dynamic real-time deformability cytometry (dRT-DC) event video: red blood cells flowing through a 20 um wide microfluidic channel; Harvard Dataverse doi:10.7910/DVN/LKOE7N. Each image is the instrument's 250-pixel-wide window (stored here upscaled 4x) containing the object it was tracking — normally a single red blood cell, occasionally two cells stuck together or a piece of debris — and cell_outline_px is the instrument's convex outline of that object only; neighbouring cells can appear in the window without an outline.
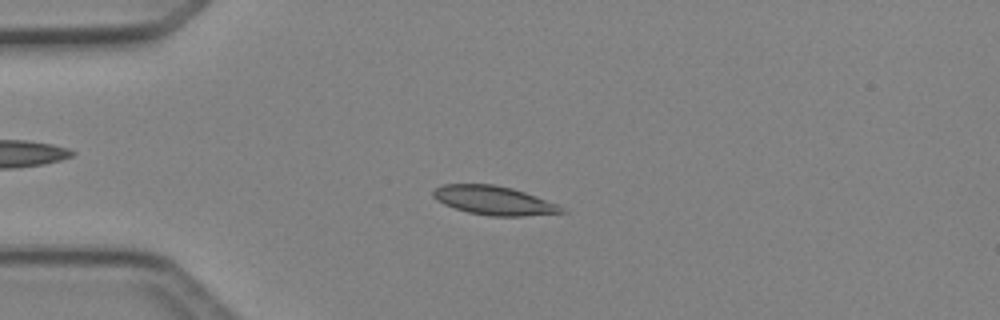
{"species": "Egyptian fruit bat (a non-hibernating species)", "species_latin": "Rousettus aegyptiacus", "temperature_condition": "cold", "stored_images_in_passage": 48, "camera_frame_rate_fps": 3000, "um_per_image_px": 0.085, "animal": {"sex": "female"}, "frame": {"image": 1, "passage_image": 12, "time_ms": 3.667, "image_size_px": [1000, 320], "cell_outline_px": [[568, 212], [524, 216], [492, 216], [468, 212], [444, 204], [432, 196], [432, 192], [440, 184], [492, 184], [512, 188], [536, 196], [556, 204], [564, 208]], "centroid_in_image_um": [41.98, 17.03], "position_along_channel_um": 43.0, "area_um2": 21.44}}
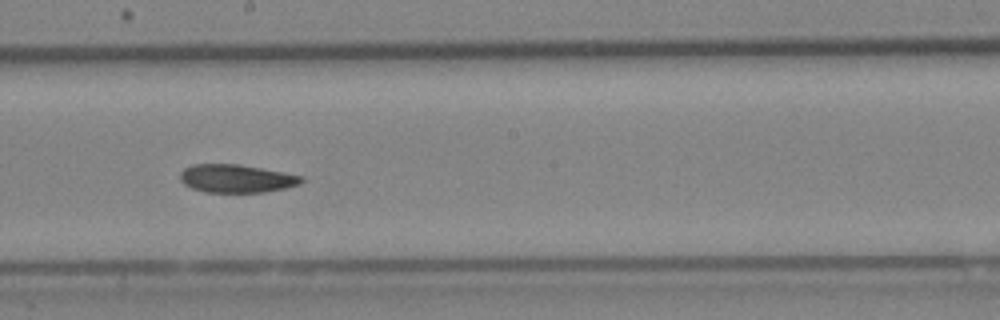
{"frame": {"image": 2, "passage_image": 27, "time_ms": 8.667, "image_size_px": [1000, 320], "cell_outline_px": [[304, 180], [300, 184], [284, 188], [264, 192], [204, 192], [192, 188], [184, 184], [180, 180], [180, 172], [184, 168], [192, 164], [240, 164], [304, 176]], "centroid_in_image_um": [20.08, 15.17], "position_along_channel_um": 228.1, "area_um2": 19.94}}
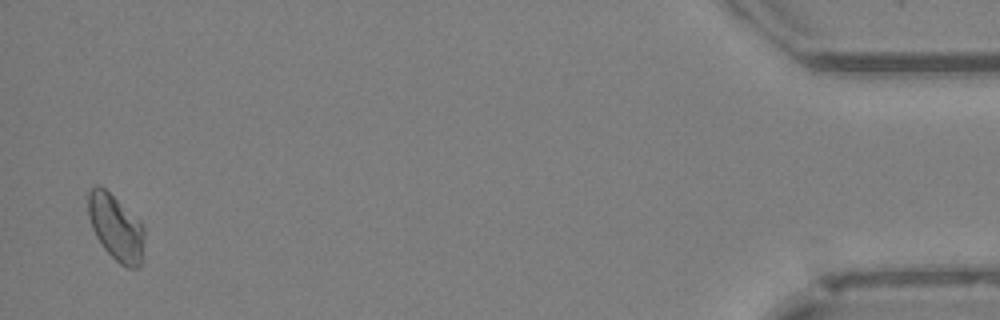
{"frame": {"image": 3, "passage_image": 47, "time_ms": 15.333, "image_size_px": [1000, 320], "cell_outline_px": [[144, 236], [140, 264], [136, 268], [128, 268], [120, 264], [104, 248], [96, 236], [92, 228], [88, 212], [88, 192], [96, 184], [100, 184], [144, 228]], "centroid_in_image_um": [9.81, 19.36], "position_along_channel_um": 425.4, "area_um2": 20.75}, "authors_computed_cell_mechanics": {"area_um2": 20.6635, "velocity_mm_per_s": 4.2114, "shape_relaxation_time_tau1_ms": null, "shape_relaxation_time_tau2_ms": 1.9532, "deformation_change_tau1": null, "deformation_change_tau2": 0.0479}}